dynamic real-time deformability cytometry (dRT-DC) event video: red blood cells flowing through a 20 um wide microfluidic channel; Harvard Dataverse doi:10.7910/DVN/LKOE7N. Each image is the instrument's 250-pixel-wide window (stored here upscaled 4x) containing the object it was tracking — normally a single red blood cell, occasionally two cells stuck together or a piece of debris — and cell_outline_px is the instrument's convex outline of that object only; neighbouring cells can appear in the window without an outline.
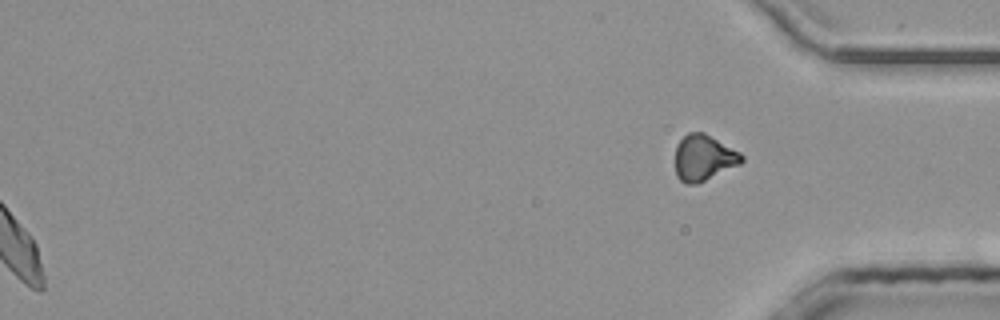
{"species": "common noctule bat (a hibernating species)", "species_latin": "Nyctalus noctula", "temperature_condition": "room temperature", "stored_images_in_passage": 36, "segment_of_instrument_passage": [2, 2], "camera_frame_rate_fps": 3000, "um_per_image_px": 0.085, "animal": {"sex": "male", "body_mass_g": 20.4}, "frame": {"image": 1, "passage_image": 36, "time_ms": 11.667, "image_size_px": [1000, 320], "cell_outline_px": [[744, 160], [740, 164], [696, 184], [688, 184], [680, 180], [676, 176], [676, 144], [688, 132], [704, 132], [740, 152], [744, 156]], "centroid_in_image_um": [59.81, 13.4], "position_along_channel_um": 375.4, "area_um2": 17.69}}